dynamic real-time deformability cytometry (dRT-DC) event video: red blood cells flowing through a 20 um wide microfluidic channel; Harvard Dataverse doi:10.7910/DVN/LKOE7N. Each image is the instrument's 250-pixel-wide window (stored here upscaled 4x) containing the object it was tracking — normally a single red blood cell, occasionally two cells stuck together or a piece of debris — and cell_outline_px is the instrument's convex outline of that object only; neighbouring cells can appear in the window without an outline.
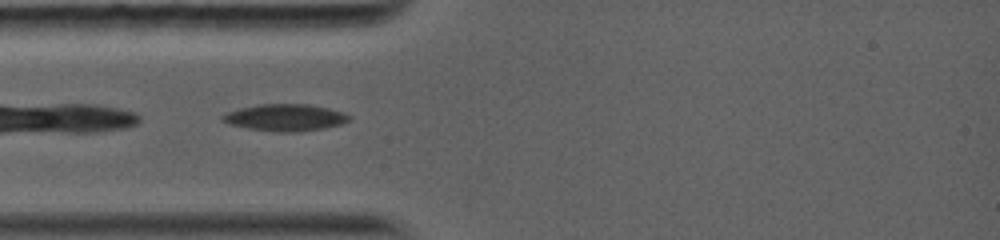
{"species": "common noctule bat (a hibernating species)", "species_latin": "Nyctalus noctula", "temperature_condition": "warm", "stored_images_in_passage": 11, "camera_frame_rate_fps": 5000, "um_per_image_px": 0.085, "animal": {"sex": "female", "body_mass_g": 19.0, "forearm_length_mm": 56.7}, "frame": {"image": 1, "passage_image": 2, "time_ms": 0.4, "image_size_px": [1000, 240], "cell_outline_px": [[352, 116], [348, 120], [340, 124], [324, 128], [300, 132], [280, 132], [248, 128], [232, 124], [220, 120], [220, 116], [224, 112], [240, 108], [260, 104], [308, 104], [328, 108], [344, 112]], "centroid_in_image_um": [24.23, 9.98], "position_along_channel_um": 60.8, "area_um2": 19.83}}
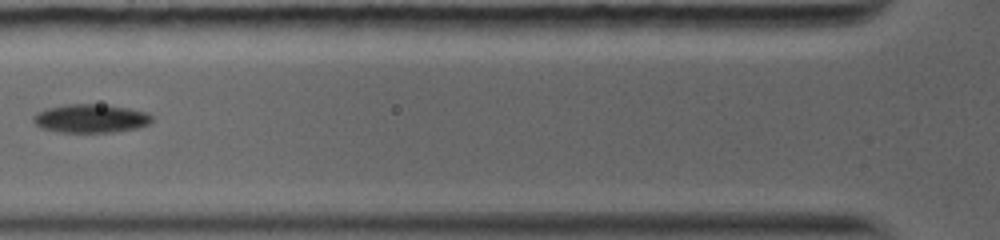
{"frame": {"image": 2, "passage_image": 5, "time_ms": 1.8, "image_size_px": [1000, 240], "cell_outline_px": [[152, 120], [148, 124], [136, 128], [112, 132], [60, 132], [40, 128], [32, 120], [32, 116], [36, 112], [48, 108], [68, 104], [100, 104], [128, 108], [148, 112], [152, 116]], "centroid_in_image_um": [7.69, 10.07], "position_along_channel_um": 118.1, "area_um2": 19.71}}
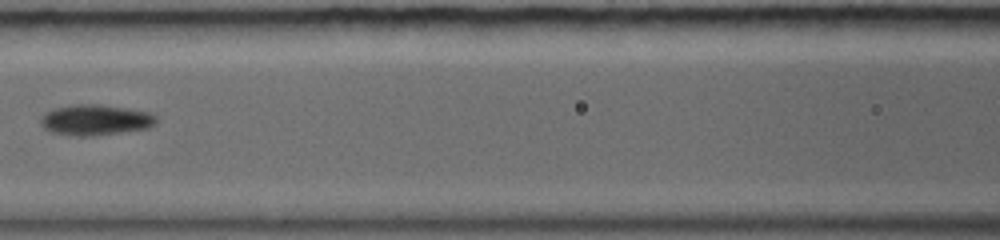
{"frame": {"image": 3, "passage_image": 7, "time_ms": 2.8, "image_size_px": [1000, 240], "cell_outline_px": [[156, 124], [148, 128], [92, 136], [76, 136], [48, 132], [40, 124], [40, 116], [44, 112], [52, 108], [72, 104], [96, 104], [128, 108], [148, 112], [156, 116]], "centroid_in_image_um": [8.04, 10.19], "position_along_channel_um": 158.6, "area_um2": 20.92}}